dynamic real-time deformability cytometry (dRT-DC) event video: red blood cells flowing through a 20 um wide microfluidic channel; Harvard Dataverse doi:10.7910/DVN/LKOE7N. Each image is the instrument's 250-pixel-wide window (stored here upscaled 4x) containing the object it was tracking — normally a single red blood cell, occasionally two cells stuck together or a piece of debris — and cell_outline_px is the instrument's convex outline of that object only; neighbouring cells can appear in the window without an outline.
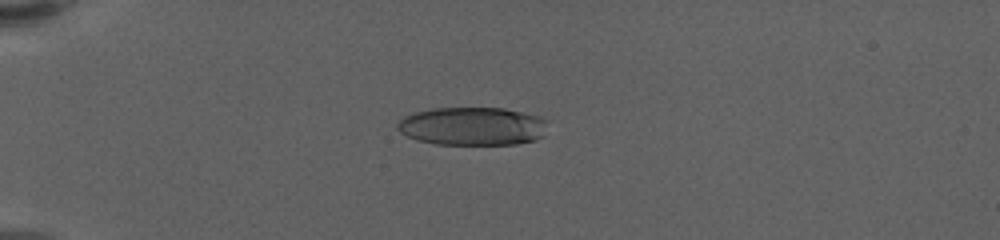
{"species": "human", "species_latin": "Homo sapiens", "temperature_condition": "warm", "stored_images_in_passage": 60, "camera_frame_rate_fps": 3000, "um_per_image_px": 0.085, "donor": {"sex": "female"}, "frame": {"image": 1, "passage_image": 16, "time_ms": 5.0, "image_size_px": [1000, 240], "cell_outline_px": [[544, 136], [536, 140], [516, 144], [436, 144], [420, 140], [408, 136], [400, 132], [396, 128], [396, 124], [404, 116], [416, 112], [432, 108], [504, 108], [540, 116], [544, 120]], "centroid_in_image_um": [40.14, 10.73], "position_along_channel_um": 44.9, "area_um2": 33.35}}
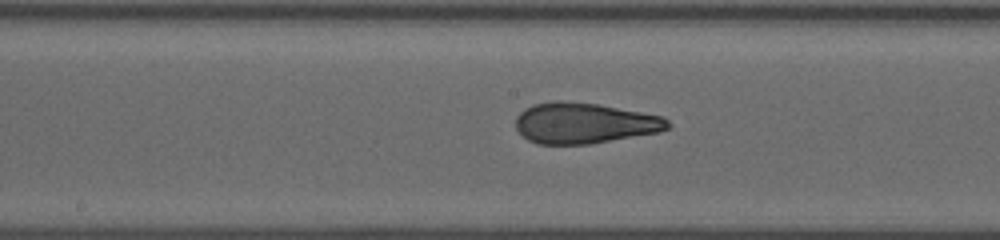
{"frame": {"image": 2, "passage_image": 33, "time_ms": 10.667, "image_size_px": [1000, 240], "cell_outline_px": [[672, 124], [668, 128], [660, 132], [588, 144], [536, 144], [528, 140], [516, 128], [516, 116], [524, 108], [532, 104], [556, 100], [560, 100], [596, 104], [664, 116]], "centroid_in_image_um": [49.66, 10.46], "position_along_channel_um": 198.5, "area_um2": 36.18}}
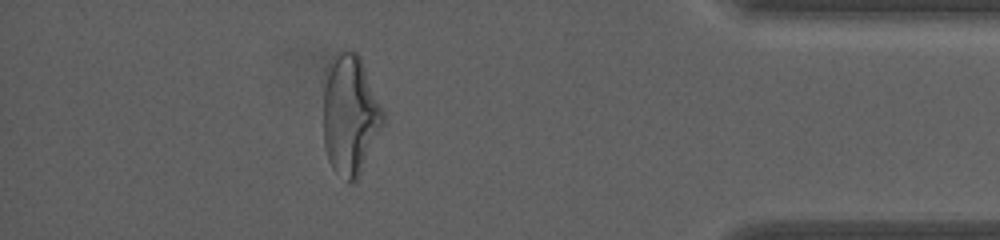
{"frame": {"image": 3, "passage_image": 54, "time_ms": 17.667, "image_size_px": [1000, 240], "cell_outline_px": [[384, 124], [356, 180], [348, 180], [332, 168], [328, 160], [324, 148], [324, 92], [328, 76], [336, 52], [340, 48], [352, 48], [360, 56], [384, 112]], "centroid_in_image_um": [29.77, 9.73], "position_along_channel_um": 405.4, "area_um2": 41.15}, "authors_computed_cell_mechanics": {"area_um2": 36.3562, "velocity_mm_per_s": 3.4364, "shape_relaxation_time_tau1_ms": 10.2374, "shape_relaxation_time_tau2_ms": 1.1306, "deformation_change_tau1": 0.304, "deformation_change_tau2": 0.0942}}